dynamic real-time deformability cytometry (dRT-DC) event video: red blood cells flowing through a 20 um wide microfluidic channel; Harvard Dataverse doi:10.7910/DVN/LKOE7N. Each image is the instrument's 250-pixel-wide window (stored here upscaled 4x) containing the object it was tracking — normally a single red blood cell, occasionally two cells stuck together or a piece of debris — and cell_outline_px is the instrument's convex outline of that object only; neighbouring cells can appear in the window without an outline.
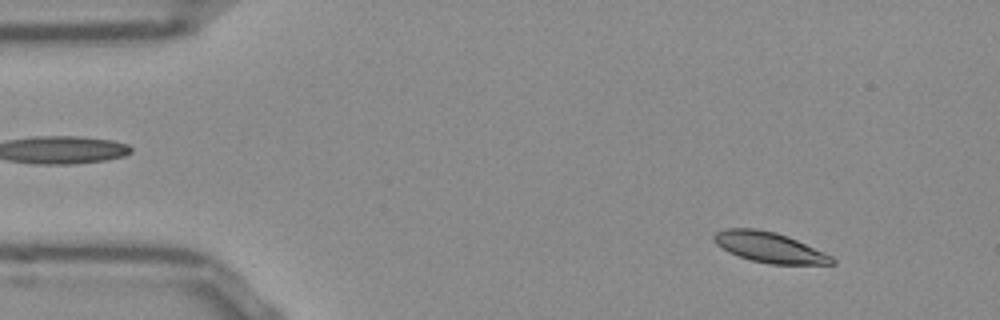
{"species": "Egyptian fruit bat (a non-hibernating species)", "species_latin": "Rousettus aegyptiacus", "temperature_condition": "room temperature", "stored_images_in_passage": 52, "camera_frame_rate_fps": 3000, "um_per_image_px": 0.085, "frame": {"image": 1, "passage_image": 5, "time_ms": 1.333, "image_size_px": [1000, 320], "cell_outline_px": [[836, 264], [768, 264], [752, 260], [728, 252], [716, 244], [712, 240], [712, 236], [716, 232], [724, 228], [756, 228], [776, 232], [788, 236], [832, 256], [836, 260]], "centroid_in_image_um": [65.37, 21.01], "position_along_channel_um": 19.6, "area_um2": 20.92}}
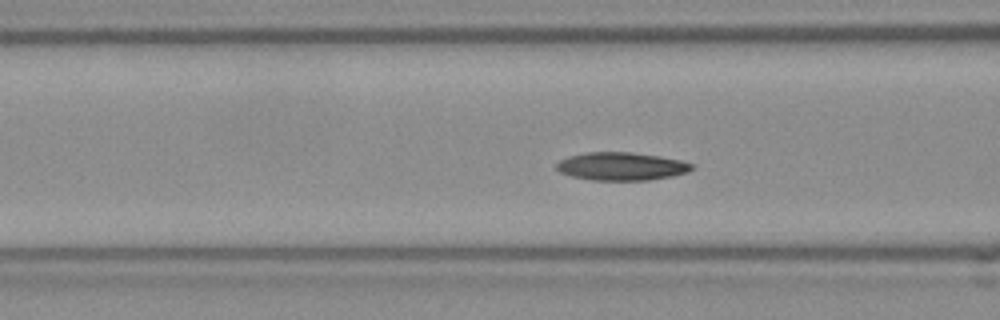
{"frame": {"image": 2, "passage_image": 19, "time_ms": 6.0, "image_size_px": [1000, 320], "cell_outline_px": [[696, 168], [688, 172], [672, 176], [648, 180], [592, 180], [572, 176], [560, 172], [556, 168], [556, 164], [560, 160], [568, 156], [584, 152], [632, 152], [660, 156], [680, 160], [692, 164]], "centroid_in_image_um": [52.83, 14.13], "position_along_channel_um": 113.8, "area_um2": 22.2}}
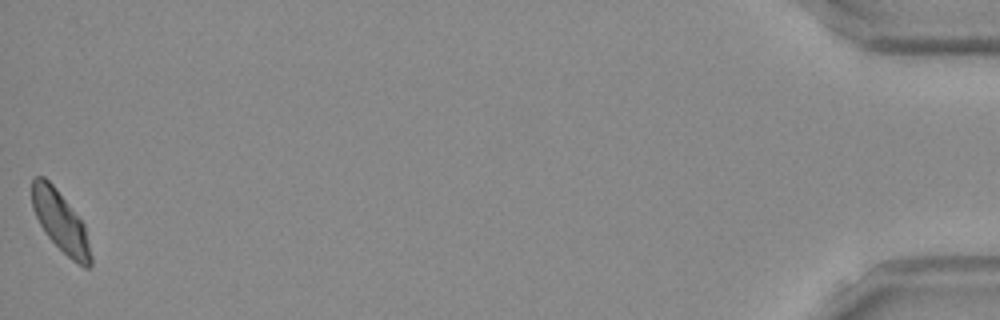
{"frame": {"image": 3, "passage_image": 52, "time_ms": 17.0, "image_size_px": [1000, 320], "cell_outline_px": [[92, 264], [88, 268], [84, 268], [72, 260], [44, 232], [32, 208], [32, 180], [36, 176], [44, 176], [56, 188], [84, 224], [92, 256]], "centroid_in_image_um": [5.15, 18.85], "position_along_channel_um": 430.1, "area_um2": 20.52}, "authors_computed_cell_mechanics": {"area_um2": 21.2415, "velocity_mm_per_s": 3.8039, "shape_relaxation_time_tau1_ms": 7.6827, "shape_relaxation_time_tau2_ms": null, "deformation_change_tau1": 0.14, "deformation_change_tau2": null}}